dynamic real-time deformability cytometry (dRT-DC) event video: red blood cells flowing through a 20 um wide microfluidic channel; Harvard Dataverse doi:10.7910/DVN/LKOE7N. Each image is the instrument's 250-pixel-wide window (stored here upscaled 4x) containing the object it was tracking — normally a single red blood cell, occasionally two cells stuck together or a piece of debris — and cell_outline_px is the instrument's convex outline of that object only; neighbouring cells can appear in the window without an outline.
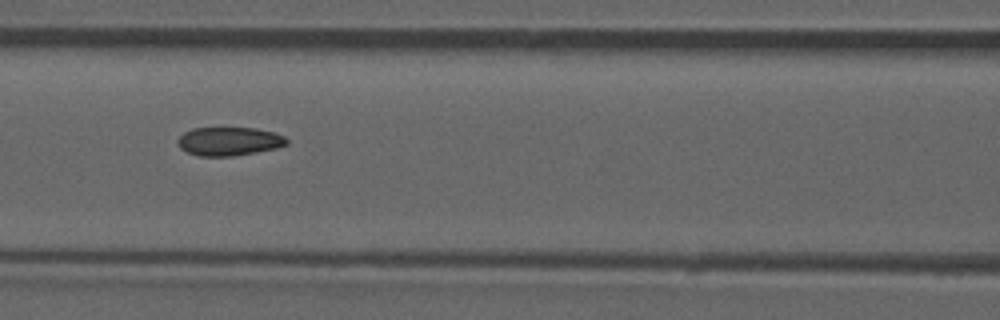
{"species": "common noctule bat (a hibernating species)", "species_latin": "Nyctalus noctula", "temperature_condition": "room temperature", "stored_images_in_passage": 53, "camera_frame_rate_fps": 3000, "um_per_image_px": 0.085, "animal": {"sex": "male", "forearm_length_mm": 52.5}, "frame": {"image": 1, "passage_image": 23, "time_ms": 7.333, "image_size_px": [1000, 320], "cell_outline_px": [[288, 144], [276, 148], [256, 152], [232, 156], [200, 156], [188, 152], [180, 148], [176, 140], [184, 132], [192, 128], [256, 128], [272, 132], [284, 136], [288, 140]], "centroid_in_image_um": [19.46, 12.01], "position_along_channel_um": 147.1, "area_um2": 18.09}, "authors_computed_cell_mechanics": {"area_um2": 18.7272, "velocity_mm_per_s": 3.8557, "shape_relaxation_time_tau1_ms": null, "shape_relaxation_time_tau2_ms": 1.9174, "deformation_change_tau1": null, "deformation_change_tau2": 0.0616}}